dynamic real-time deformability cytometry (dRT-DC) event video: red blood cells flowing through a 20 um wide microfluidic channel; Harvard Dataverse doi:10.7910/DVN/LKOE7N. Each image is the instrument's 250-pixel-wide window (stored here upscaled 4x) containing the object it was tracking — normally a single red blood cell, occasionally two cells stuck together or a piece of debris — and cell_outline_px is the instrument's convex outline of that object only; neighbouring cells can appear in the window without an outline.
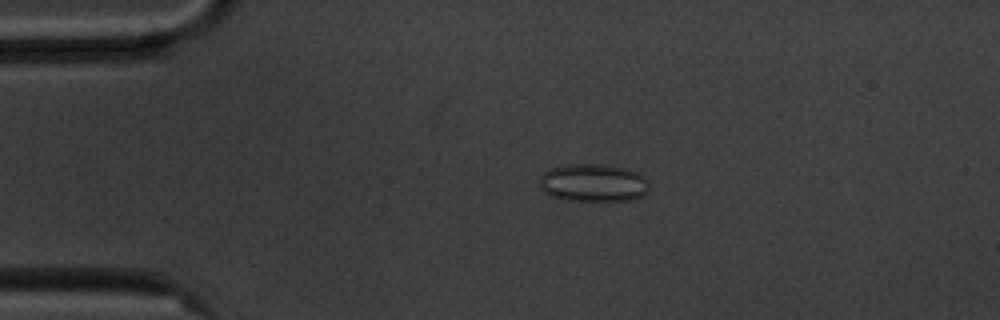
{"species": "common noctule bat (a hibernating species)", "species_latin": "Nyctalus noctula", "temperature_condition": "cold", "stored_images_in_passage": 51, "camera_frame_rate_fps": 3000, "um_per_image_px": 0.085, "animal": {"sex": "male", "body_mass_g": 20.1, "forearm_length_mm": 53.5}, "frame": {"image": 1, "passage_image": 7, "time_ms": 2.0, "image_size_px": [1000, 320], "cell_outline_px": [[648, 192], [632, 200], [604, 204], [564, 200], [552, 196], [544, 192], [540, 188], [540, 176], [544, 172], [552, 168], [568, 164], [604, 164], [624, 168], [640, 172], [648, 180]], "centroid_in_image_um": [50.46, 15.59], "position_along_channel_um": 34.5, "area_um2": 25.26}}
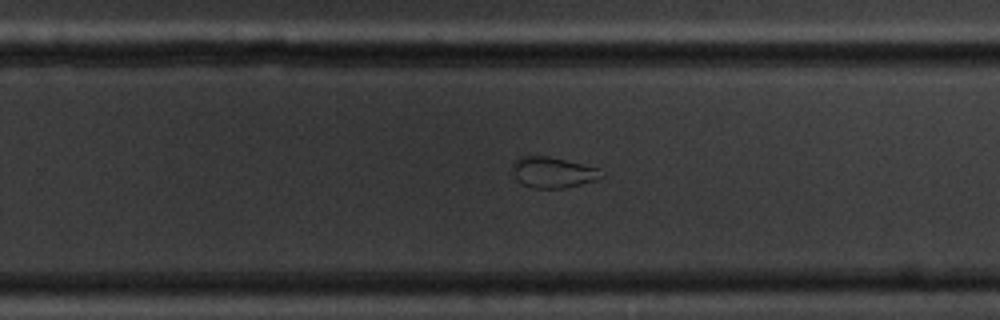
{"frame": {"image": 2, "passage_image": 31, "time_ms": 10.0, "image_size_px": [1000, 320], "cell_outline_px": [[604, 176], [596, 180], [564, 188], [532, 188], [516, 180], [512, 172], [512, 164], [520, 156], [548, 156], [596, 168]], "centroid_in_image_um": [46.93, 14.66], "position_along_channel_um": 282.9, "area_um2": 15.72}}
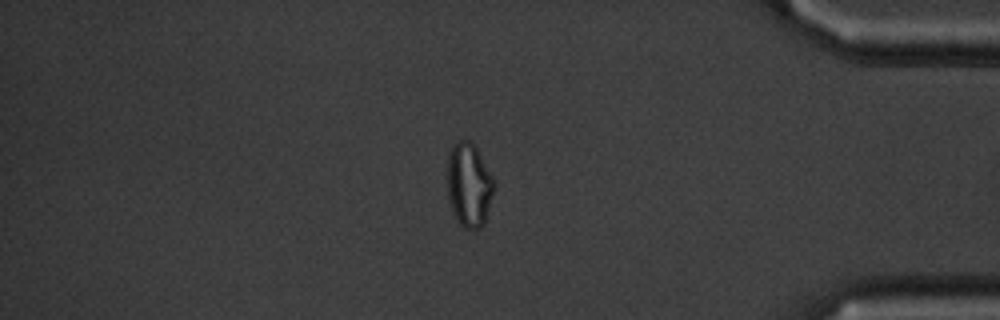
{"frame": {"image": 3, "passage_image": 43, "time_ms": 14.0, "image_size_px": [1000, 320], "cell_outline_px": [[496, 188], [484, 224], [480, 228], [464, 228], [456, 220], [452, 212], [448, 196], [448, 152], [452, 144], [456, 140], [472, 140], [476, 144], [496, 184]], "centroid_in_image_um": [39.88, 15.68], "position_along_channel_um": 395.3, "area_um2": 23.47}}